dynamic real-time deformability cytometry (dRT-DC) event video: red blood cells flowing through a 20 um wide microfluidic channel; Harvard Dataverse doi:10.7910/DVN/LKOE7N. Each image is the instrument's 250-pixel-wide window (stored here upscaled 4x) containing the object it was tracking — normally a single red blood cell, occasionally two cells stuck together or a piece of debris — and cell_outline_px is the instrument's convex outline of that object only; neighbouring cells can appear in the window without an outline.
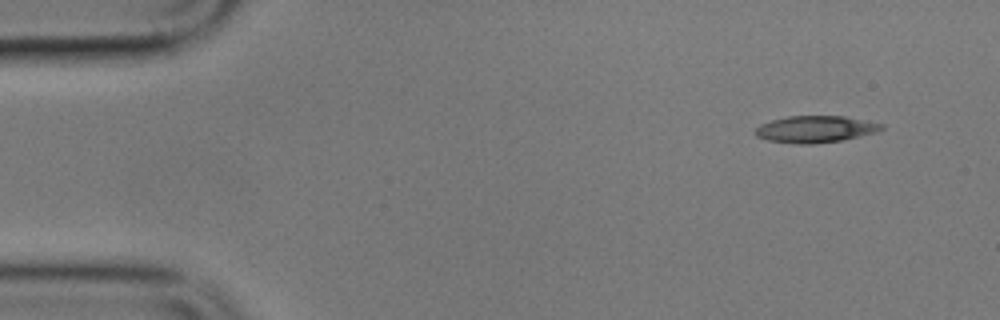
{"species": "common noctule bat (a hibernating species)", "species_latin": "Nyctalus noctula", "temperature_condition": "cold", "stored_images_in_passage": 4, "camera_frame_rate_fps": 3000, "um_per_image_px": 0.085, "animal": {"sex": "male", "body_mass_g": 17.9}, "frame": {"image": 1, "passage_image": 1, "time_ms": 0.0, "image_size_px": [1000, 320], "cell_outline_px": [[884, 128], [876, 132], [844, 140], [812, 144], [796, 144], [768, 140], [756, 136], [756, 128], [760, 124], [772, 120], [788, 116], [844, 116], [884, 124]], "centroid_in_image_um": [69.32, 10.98], "position_along_channel_um": 15.7, "area_um2": 19.65}}
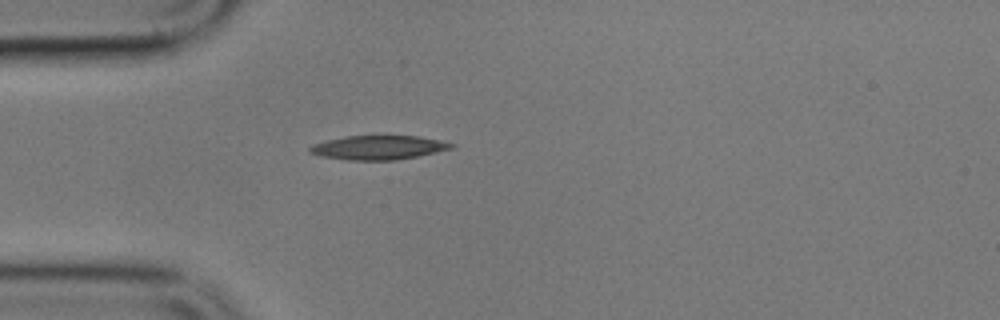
{"frame": {"image": 2, "passage_image": 4, "time_ms": 3.667, "image_size_px": [1000, 320], "cell_outline_px": [[456, 144], [452, 148], [436, 152], [396, 160], [348, 160], [320, 156], [308, 152], [308, 148], [312, 144], [344, 136], [416, 136]], "centroid_in_image_um": [32.1, 12.54], "position_along_channel_um": 52.9, "area_um2": 19.65}}